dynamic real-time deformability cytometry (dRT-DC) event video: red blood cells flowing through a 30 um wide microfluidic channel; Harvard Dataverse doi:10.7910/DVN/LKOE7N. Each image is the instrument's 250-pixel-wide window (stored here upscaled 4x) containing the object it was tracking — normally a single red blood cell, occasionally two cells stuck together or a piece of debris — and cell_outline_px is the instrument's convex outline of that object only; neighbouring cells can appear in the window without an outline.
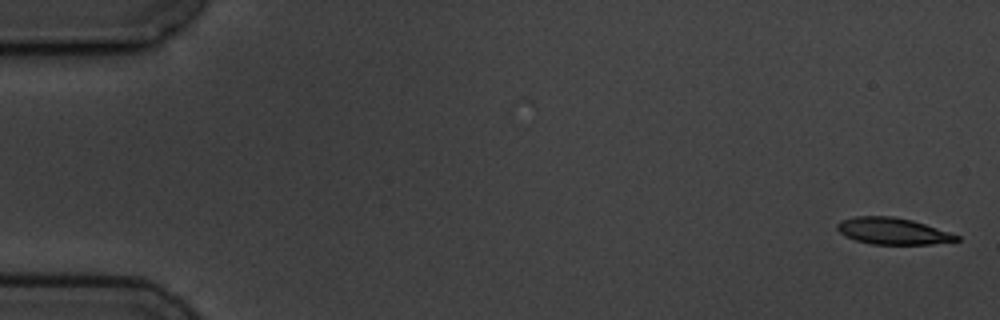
{"species": "common noctule bat (a hibernating species)", "species_latin": "Nyctalus noctula", "temperature_condition": "cold", "stored_images_in_passage": 13, "camera_frame_rate_fps": 3000, "um_per_image_px": 0.085, "animal": {"sex": "male", "body_mass_g": 19.5, "forearm_length_mm": 54.6}, "frame": {"image": 1, "passage_image": 1, "time_ms": 0.0, "image_size_px": [1000, 320], "cell_outline_px": [[960, 240], [932, 244], [872, 244], [856, 240], [844, 236], [836, 228], [836, 224], [840, 220], [856, 216], [892, 216], [912, 220], [960, 236]], "centroid_in_image_um": [75.84, 19.64], "position_along_channel_um": 9.2, "area_um2": 18.38}}
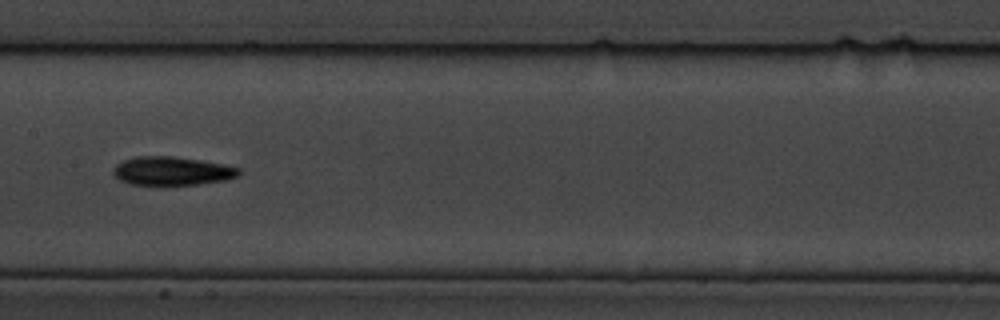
{"frame": {"image": 2, "passage_image": 8, "time_ms": 9.0, "image_size_px": [1000, 320], "cell_outline_px": [[240, 172], [236, 176], [228, 180], [164, 188], [128, 184], [120, 180], [112, 172], [112, 168], [116, 164], [124, 160], [136, 156], [172, 156], [200, 160], [224, 164], [240, 168]], "centroid_in_image_um": [14.57, 14.58], "position_along_channel_um": 192.8, "area_um2": 21.79}}
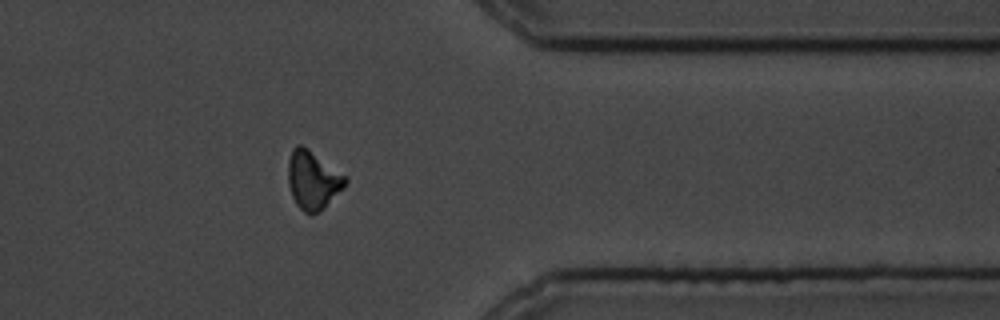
{"frame": {"image": 3, "passage_image": 13, "time_ms": 14.667, "image_size_px": [1000, 320], "cell_outline_px": [[348, 180], [344, 188], [320, 212], [312, 216], [304, 212], [296, 204], [292, 196], [288, 184], [288, 160], [292, 148], [296, 144], [300, 144], [348, 176]], "centroid_in_image_um": [26.6, 15.33], "position_along_channel_um": 384.8, "area_um2": 19.71}, "authors_computed_cell_mechanics": {"area_um2": 19.7098, "velocity_mm_per_s": 3.5972, "shape_relaxation_time_tau1_ms": 10.6121, "shape_relaxation_time_tau2_ms": null, "deformation_change_tau1": 0.1893, "deformation_change_tau2": null}}